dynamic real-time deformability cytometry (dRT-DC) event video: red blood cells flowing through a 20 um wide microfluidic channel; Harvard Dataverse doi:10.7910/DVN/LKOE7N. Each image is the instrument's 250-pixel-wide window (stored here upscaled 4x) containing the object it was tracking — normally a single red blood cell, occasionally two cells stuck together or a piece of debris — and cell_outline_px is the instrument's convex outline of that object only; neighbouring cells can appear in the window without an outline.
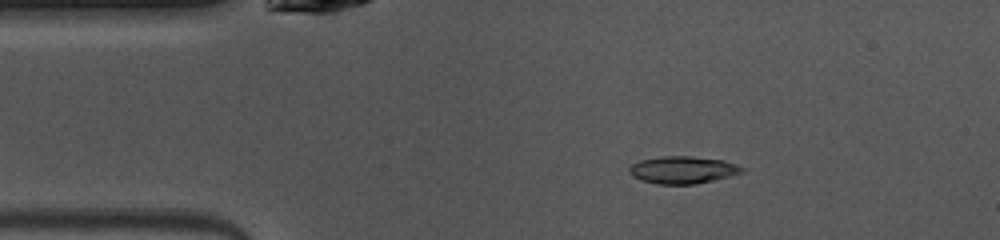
{"species": "common noctule bat (a hibernating species)", "species_latin": "Nyctalus noctula", "temperature_condition": "warm", "stored_images_in_passage": 47, "camera_frame_rate_fps": 3000, "um_per_image_px": 0.085, "animal": {"sex": "female", "body_mass_g": 10.0, "forearm_length_mm": 53.1}, "frame": {"image": 1, "passage_image": 7, "time_ms": 2.0, "image_size_px": [1000, 240], "cell_outline_px": [[744, 172], [696, 184], [656, 184], [632, 176], [628, 172], [628, 168], [632, 164], [640, 160], [660, 156], [692, 156], [724, 160], [736, 164], [744, 168]], "centroid_in_image_um": [58.02, 14.43], "position_along_channel_um": 27.0, "area_um2": 17.92}}
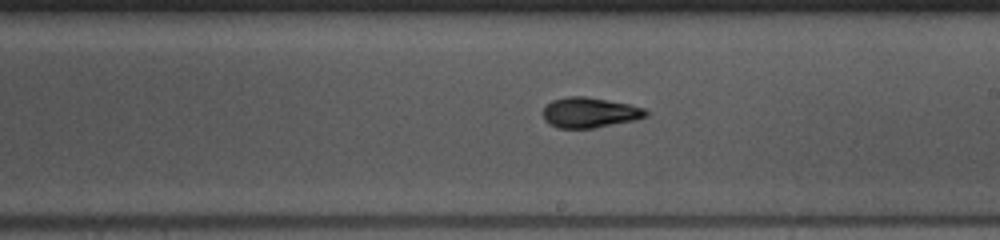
{"frame": {"image": 2, "passage_image": 25, "time_ms": 8.0, "image_size_px": [1000, 240], "cell_outline_px": [[648, 116], [636, 120], [592, 128], [556, 128], [548, 124], [544, 120], [544, 108], [552, 100], [568, 96], [584, 96], [608, 100], [628, 104], [644, 108], [648, 112]], "centroid_in_image_um": [50.12, 9.57], "position_along_channel_um": 238.9, "area_um2": 18.15}}
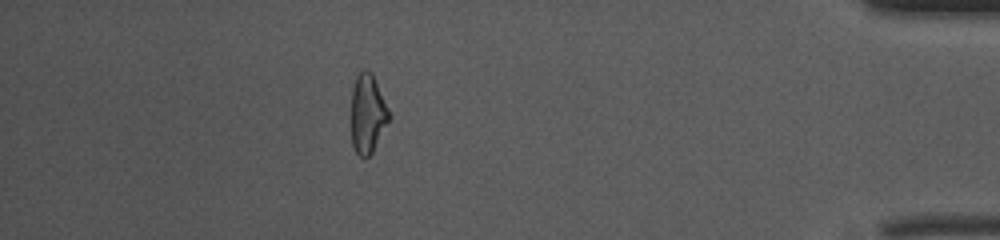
{"frame": {"image": 3, "passage_image": 41, "time_ms": 13.333, "image_size_px": [1000, 240], "cell_outline_px": [[392, 116], [372, 152], [364, 160], [356, 152], [352, 144], [352, 88], [356, 76], [364, 68], [372, 72]], "centroid_in_image_um": [31.26, 9.66], "position_along_channel_um": 403.9, "area_um2": 17.51}, "authors_computed_cell_mechanics": {"area_um2": 17.8602, "velocity_mm_per_s": 4.1007, "shape_relaxation_time_tau1_ms": 3.2397, "shape_relaxation_time_tau2_ms": 1.9166, "deformation_change_tau1": 0.1451, "deformation_change_tau2": 0.0915}}